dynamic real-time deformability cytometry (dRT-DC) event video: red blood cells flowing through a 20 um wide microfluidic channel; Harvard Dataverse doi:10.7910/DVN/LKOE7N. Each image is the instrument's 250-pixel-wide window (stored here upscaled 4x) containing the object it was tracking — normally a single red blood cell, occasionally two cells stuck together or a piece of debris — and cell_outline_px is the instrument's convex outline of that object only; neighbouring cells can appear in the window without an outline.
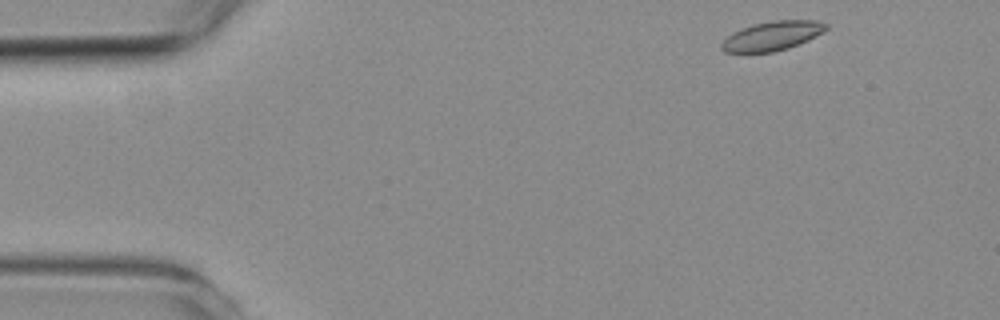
{"species": "common noctule bat (a hibernating species)", "species_latin": "Nyctalus noctula", "temperature_condition": "room temperature", "stored_images_in_passage": 4, "camera_frame_rate_fps": 3000, "um_per_image_px": 0.085, "animal": {"sex": "female", "body_mass_g": 19.3, "forearm_length_mm": 54.1}, "frame": {"image": 1, "passage_image": 1, "time_ms": 0.0, "image_size_px": [1000, 320], "cell_outline_px": [[828, 28], [824, 32], [808, 40], [788, 48], [772, 52], [724, 52], [720, 48], [720, 44], [732, 32], [740, 28], [752, 24], [776, 20], [816, 20], [828, 24]], "centroid_in_image_um": [65.64, 3.04], "position_along_channel_um": 19.4, "area_um2": 17.86}}
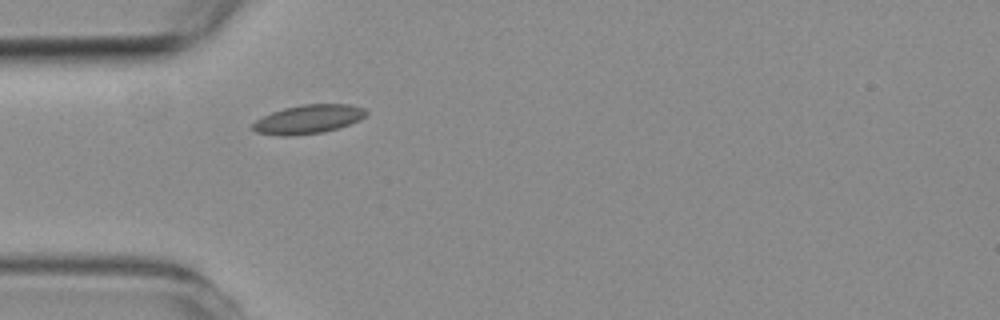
{"frame": {"image": 2, "passage_image": 4, "time_ms": 3.333, "image_size_px": [1000, 320], "cell_outline_px": [[368, 112], [360, 120], [324, 132], [288, 136], [280, 136], [256, 132], [252, 128], [252, 124], [256, 120], [272, 112], [284, 108], [304, 104], [352, 104], [364, 108]], "centroid_in_image_um": [26.21, 10.13], "position_along_channel_um": 58.8, "area_um2": 18.96}}